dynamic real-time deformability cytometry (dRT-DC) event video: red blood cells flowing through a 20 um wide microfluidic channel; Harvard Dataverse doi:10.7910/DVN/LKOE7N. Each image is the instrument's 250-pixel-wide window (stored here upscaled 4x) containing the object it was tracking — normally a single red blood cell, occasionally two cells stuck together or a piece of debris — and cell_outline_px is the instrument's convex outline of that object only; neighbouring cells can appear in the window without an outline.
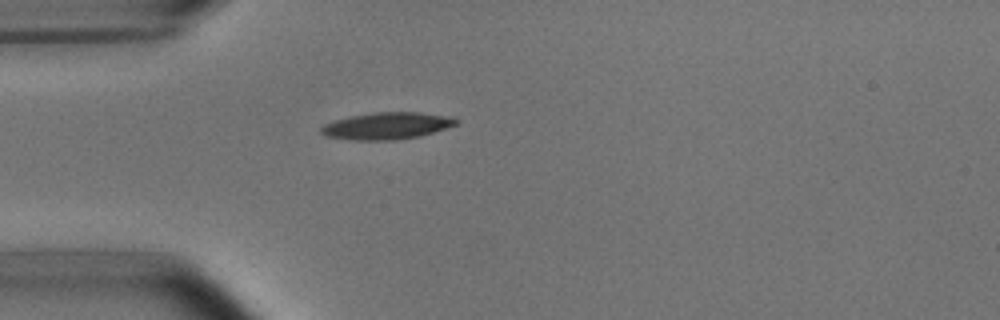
{"species": "common noctule bat (a hibernating species)", "species_latin": "Nyctalus noctula", "temperature_condition": "room temperature", "stored_images_in_passage": 1, "camera_frame_rate_fps": 3000, "um_per_image_px": 0.085, "animal": {"sex": "male", "body_mass_g": 15.6}, "frame": {"image": 1, "passage_image": 1, "time_ms": 0.0, "image_size_px": [1000, 320], "cell_outline_px": [[460, 124], [420, 136], [392, 140], [348, 140], [324, 136], [320, 132], [320, 128], [324, 124], [336, 120], [352, 116], [372, 112], [416, 112], [440, 116], [460, 120]], "centroid_in_image_um": [32.83, 10.71], "position_along_channel_um": 52.2, "area_um2": 21.04}}